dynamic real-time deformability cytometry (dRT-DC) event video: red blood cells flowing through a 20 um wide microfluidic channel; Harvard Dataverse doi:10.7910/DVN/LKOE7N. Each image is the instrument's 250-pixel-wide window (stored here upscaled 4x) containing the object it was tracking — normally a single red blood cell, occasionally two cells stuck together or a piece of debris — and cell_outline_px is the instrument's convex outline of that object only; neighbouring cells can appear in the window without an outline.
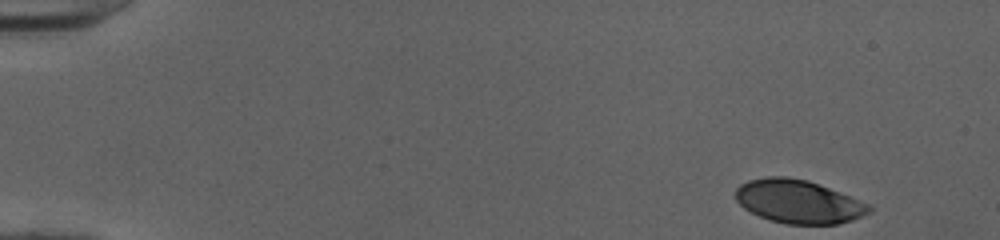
{"species": "human", "species_latin": "Homo sapiens", "temperature_condition": "cold", "stored_images_in_passage": 48, "camera_frame_rate_fps": 3000, "um_per_image_px": 0.085, "donor": {"sex": "female"}, "frame": {"image": 1, "passage_image": 1, "time_ms": 0.0, "image_size_px": [1000, 240], "cell_outline_px": [[872, 212], [852, 220], [836, 224], [784, 224], [768, 220], [744, 208], [736, 200], [736, 188], [740, 184], [748, 180], [768, 176], [788, 176], [808, 180], [868, 204], [872, 208]], "centroid_in_image_um": [67.83, 17.13], "position_along_channel_um": 17.2, "area_um2": 33.64}}
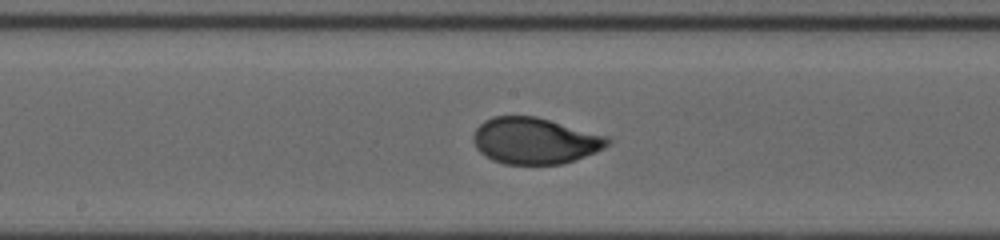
{"frame": {"image": 2, "passage_image": 25, "time_ms": 8.0, "image_size_px": [1000, 240], "cell_outline_px": [[612, 140], [604, 148], [596, 152], [564, 164], [504, 164], [492, 160], [484, 156], [476, 148], [472, 140], [472, 136], [476, 128], [484, 120], [492, 116], [536, 116], [608, 136]], "centroid_in_image_um": [45.44, 11.97], "position_along_channel_um": 202.8, "area_um2": 36.53}}
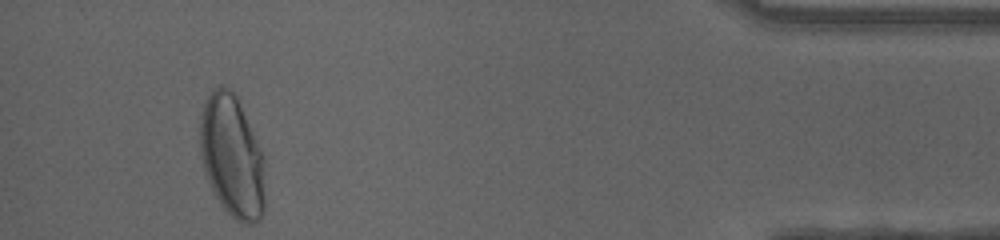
{"frame": {"image": 3, "passage_image": 45, "time_ms": 14.667, "image_size_px": [1000, 240], "cell_outline_px": [[264, 212], [260, 220], [252, 224], [240, 224], [220, 204], [212, 192], [204, 168], [200, 152], [200, 120], [204, 104], [208, 96], [220, 84], [228, 88], [236, 96], [240, 104], [264, 156]], "centroid_in_image_um": [19.73, 13.35], "position_along_channel_um": 415.5, "area_um2": 46.24}, "authors_computed_cell_mechanics": {"area_um2": 35.9516, "velocity_mm_per_s": 4.0172, "shape_relaxation_time_tau1_ms": 4.7767, "shape_relaxation_time_tau2_ms": null, "deformation_change_tau1": 0.1972, "deformation_change_tau2": null}}